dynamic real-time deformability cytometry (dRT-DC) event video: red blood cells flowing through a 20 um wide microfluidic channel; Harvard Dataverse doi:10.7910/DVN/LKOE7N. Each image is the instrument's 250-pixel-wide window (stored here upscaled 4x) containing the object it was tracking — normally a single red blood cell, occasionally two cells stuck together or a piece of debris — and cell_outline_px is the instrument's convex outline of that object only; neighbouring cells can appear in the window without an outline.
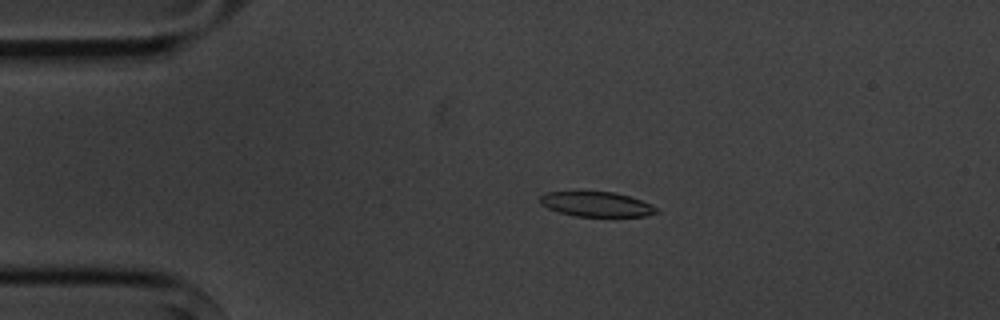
{"species": "common noctule bat (a hibernating species)", "species_latin": "Nyctalus noctula", "temperature_condition": "cold", "stored_images_in_passage": 3, "camera_frame_rate_fps": 3000, "um_per_image_px": 0.085, "animal": {"sex": "male", "body_mass_g": 20.1, "forearm_length_mm": 53.5}, "frame": {"image": 1, "passage_image": 2, "time_ms": 2.0, "image_size_px": [1000, 320], "cell_outline_px": [[660, 212], [648, 216], [576, 216], [560, 212], [548, 208], [540, 204], [540, 196], [548, 192], [576, 188], [612, 192], [628, 196], [652, 204]], "centroid_in_image_um": [50.64, 17.3], "position_along_channel_um": 34.4, "area_um2": 17.57}}